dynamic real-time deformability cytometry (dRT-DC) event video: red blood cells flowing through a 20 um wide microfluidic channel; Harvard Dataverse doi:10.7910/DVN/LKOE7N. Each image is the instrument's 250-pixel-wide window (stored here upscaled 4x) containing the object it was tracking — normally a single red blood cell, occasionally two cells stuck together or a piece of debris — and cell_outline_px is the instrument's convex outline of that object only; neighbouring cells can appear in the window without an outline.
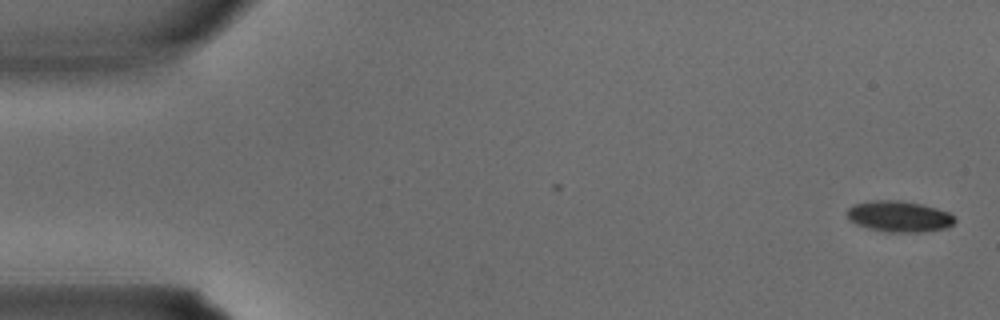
{"species": "common noctule bat (a hibernating species)", "species_latin": "Nyctalus noctula", "temperature_condition": "warm", "stored_images_in_passage": 3, "camera_frame_rate_fps": 3000, "um_per_image_px": 0.085, "animal": {"sex": "male", "body_mass_g": 15.6}, "frame": {"image": 1, "passage_image": 1, "time_ms": 0.0, "image_size_px": [1000, 320], "cell_outline_px": [[956, 220], [948, 228], [924, 232], [888, 232], [868, 228], [856, 224], [848, 220], [848, 208], [856, 204], [872, 200], [900, 200], [920, 204], [936, 208], [948, 212], [956, 216]], "centroid_in_image_um": [76.46, 18.4], "position_along_channel_um": 8.5, "area_um2": 19.54}}
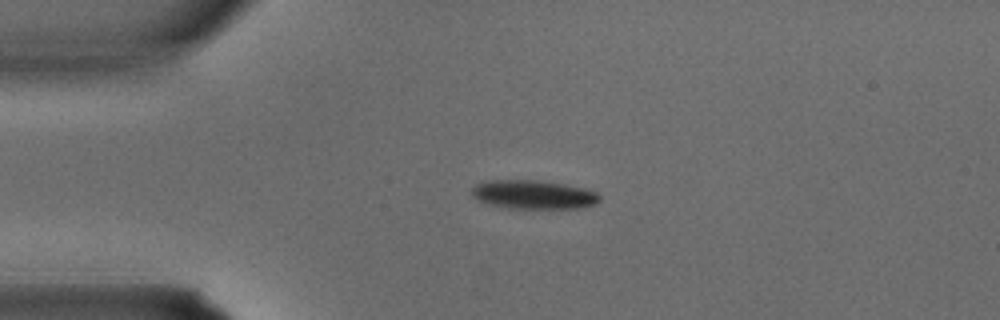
{"frame": {"image": 2, "passage_image": 2, "time_ms": 0.333, "image_size_px": [1000, 320], "cell_outline_px": [[600, 200], [596, 204], [580, 208], [508, 208], [488, 204], [476, 200], [472, 196], [472, 188], [476, 184], [488, 180], [536, 180], [564, 184], [584, 188], [596, 192], [600, 196]], "centroid_in_image_um": [45.33, 16.54], "position_along_channel_um": 39.7, "area_um2": 21.5}}
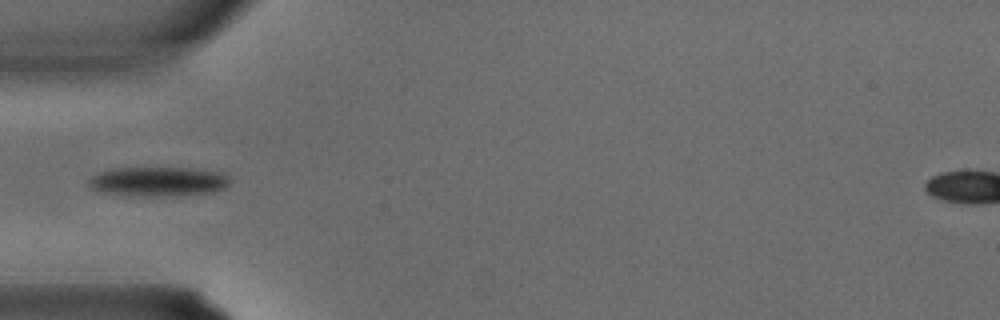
{"frame": {"image": 3, "passage_image": 3, "time_ms": 0.667, "image_size_px": [1000, 320], "cell_outline_px": [[228, 184], [224, 188], [212, 192], [156, 196], [144, 196], [104, 192], [92, 188], [88, 184], [88, 180], [92, 176], [100, 172], [116, 168], [192, 168], [220, 172], [228, 176]], "centroid_in_image_um": [13.44, 15.41], "position_along_channel_um": 71.6, "area_um2": 23.7}}